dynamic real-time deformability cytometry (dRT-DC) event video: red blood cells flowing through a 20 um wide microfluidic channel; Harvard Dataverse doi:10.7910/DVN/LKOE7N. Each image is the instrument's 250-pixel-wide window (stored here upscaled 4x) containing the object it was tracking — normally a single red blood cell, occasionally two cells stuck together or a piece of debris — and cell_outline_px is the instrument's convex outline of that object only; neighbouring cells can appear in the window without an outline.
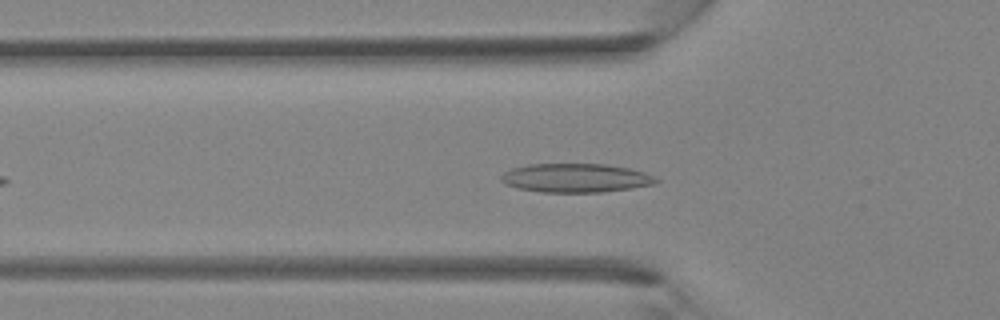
{"species": "Egyptian fruit bat (a non-hibernating species)", "species_latin": "Rousettus aegyptiacus", "temperature_condition": "room temperature", "stored_images_in_passage": 33, "camera_frame_rate_fps": 3000, "um_per_image_px": 0.085, "animal": {"sex": "female"}, "frame": {"image": 1, "passage_image": 7, "time_ms": 2.0, "image_size_px": [1000, 320], "cell_outline_px": [[660, 180], [656, 184], [632, 188], [600, 192], [540, 192], [520, 188], [504, 184], [500, 180], [500, 176], [504, 172], [512, 168], [528, 164], [608, 164], [632, 168], [656, 176]], "centroid_in_image_um": [48.98, 15.12], "position_along_channel_um": 76.8, "area_um2": 26.3}}
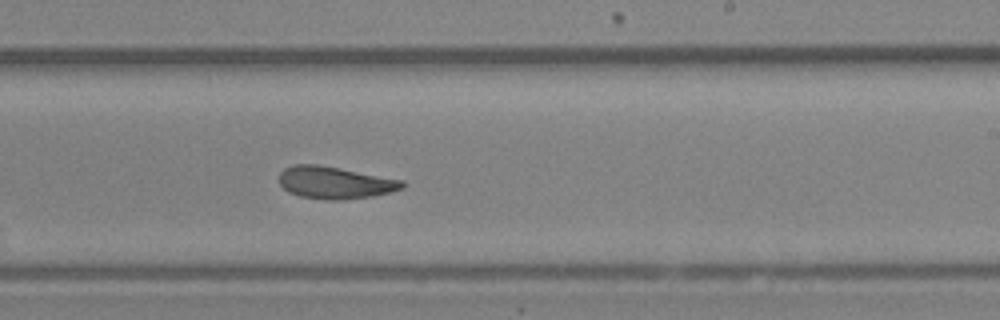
{"frame": {"image": 2, "passage_image": 18, "time_ms": 5.667, "image_size_px": [1000, 320], "cell_outline_px": [[404, 188], [372, 196], [344, 200], [324, 200], [300, 196], [288, 192], [280, 184], [280, 172], [284, 168], [292, 164], [320, 164], [404, 180]], "centroid_in_image_um": [28.45, 15.51], "position_along_channel_um": 260.5, "area_um2": 23.29}}
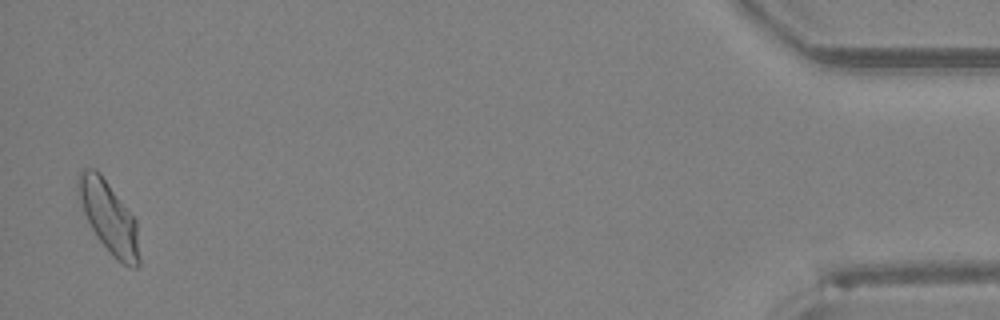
{"frame": {"image": 3, "passage_image": 33, "time_ms": 10.667, "image_size_px": [1000, 320], "cell_outline_px": [[140, 264], [136, 268], [132, 268], [116, 260], [112, 256], [96, 236], [84, 212], [76, 184], [76, 180], [80, 168], [96, 168], [100, 172], [136, 220], [140, 260]], "centroid_in_image_um": [9.25, 18.45], "position_along_channel_um": 425.9, "area_um2": 25.43}}